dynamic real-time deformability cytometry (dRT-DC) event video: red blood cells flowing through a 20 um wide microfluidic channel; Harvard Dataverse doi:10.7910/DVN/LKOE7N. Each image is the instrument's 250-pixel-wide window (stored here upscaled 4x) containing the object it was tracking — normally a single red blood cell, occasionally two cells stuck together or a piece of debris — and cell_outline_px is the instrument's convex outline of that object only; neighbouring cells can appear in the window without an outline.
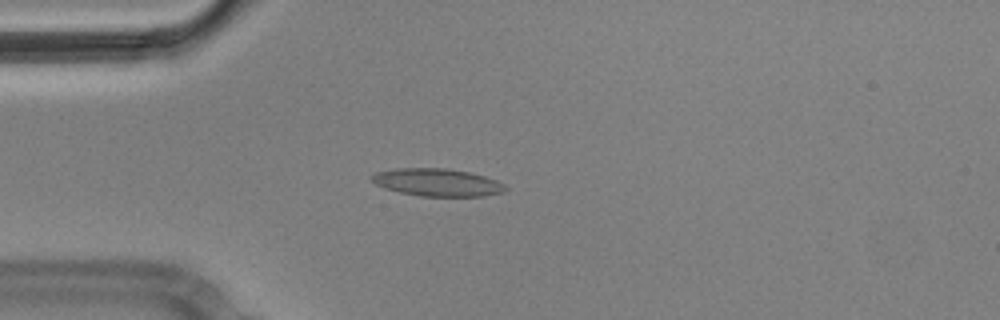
{"species": "Egyptian fruit bat (a non-hibernating species)", "species_latin": "Rousettus aegyptiacus", "temperature_condition": "cold", "stored_images_in_passage": 5, "camera_frame_rate_fps": 3000, "um_per_image_px": 0.085, "animal": {"sex": "male"}, "frame": {"image": 1, "passage_image": 1, "time_ms": 0.0, "image_size_px": [1000, 320], "cell_outline_px": [[508, 188], [504, 192], [484, 196], [420, 196], [400, 192], [384, 188], [376, 184], [368, 176], [376, 172], [396, 168], [448, 168], [468, 172], [484, 176], [496, 180], [504, 184]], "centroid_in_image_um": [37.16, 15.5], "position_along_channel_um": 47.8, "area_um2": 21.56}}